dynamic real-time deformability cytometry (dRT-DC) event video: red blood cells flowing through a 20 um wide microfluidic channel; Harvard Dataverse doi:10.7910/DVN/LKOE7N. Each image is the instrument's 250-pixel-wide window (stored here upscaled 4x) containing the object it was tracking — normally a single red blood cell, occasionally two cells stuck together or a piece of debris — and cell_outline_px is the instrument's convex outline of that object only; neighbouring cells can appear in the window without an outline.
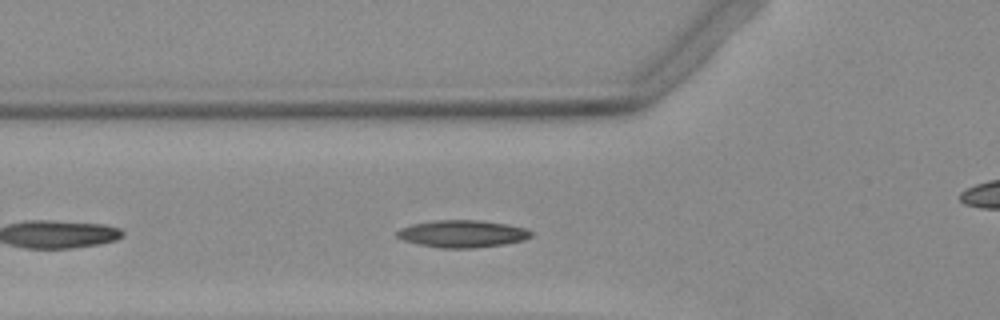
{"species": "Egyptian fruit bat (a non-hibernating species)", "species_latin": "Rousettus aegyptiacus", "temperature_condition": "warm", "stored_images_in_passage": 10, "camera_frame_rate_fps": 3000, "um_per_image_px": 0.085, "animal": {"sex": "female"}, "frame": {"image": 1, "passage_image": 6, "time_ms": 1.667, "image_size_px": [1000, 320], "cell_outline_px": [[532, 236], [524, 240], [504, 244], [476, 248], [440, 248], [416, 244], [404, 240], [396, 236], [396, 232], [400, 228], [412, 224], [436, 220], [480, 220], [508, 224], [524, 228], [532, 232]], "centroid_in_image_um": [39.29, 19.87], "position_along_channel_um": 86.5, "area_um2": 21.39}}